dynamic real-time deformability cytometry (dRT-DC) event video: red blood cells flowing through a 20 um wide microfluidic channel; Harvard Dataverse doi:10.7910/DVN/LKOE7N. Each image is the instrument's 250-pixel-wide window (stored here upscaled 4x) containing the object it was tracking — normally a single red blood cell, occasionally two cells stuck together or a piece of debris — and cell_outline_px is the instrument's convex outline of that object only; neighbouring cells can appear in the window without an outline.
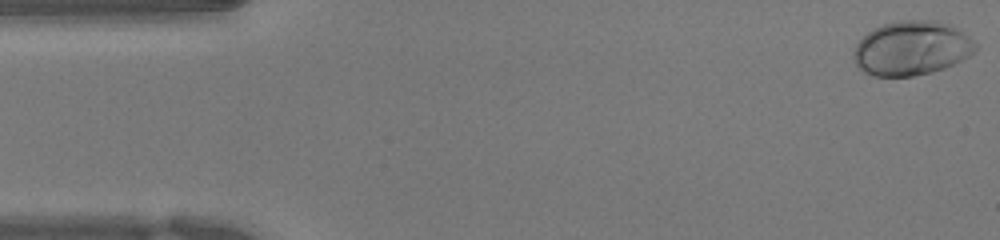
{"species": "human", "species_latin": "Homo sapiens", "temperature_condition": "warm", "stored_images_in_passage": 50, "camera_frame_rate_fps": 3000, "um_per_image_px": 0.085, "donor": {"sex": "female"}, "frame": {"image": 1, "passage_image": 1, "time_ms": 0.0, "image_size_px": [1000, 240], "cell_outline_px": [[976, 48], [968, 56], [944, 68], [932, 72], [912, 76], [872, 76], [864, 72], [856, 64], [852, 56], [852, 52], [856, 44], [872, 28], [880, 24], [900, 20], [936, 20], [948, 24], [956, 28], [968, 36], [976, 44]], "centroid_in_image_um": [77.43, 4.09], "position_along_channel_um": 7.6, "area_um2": 38.49}}
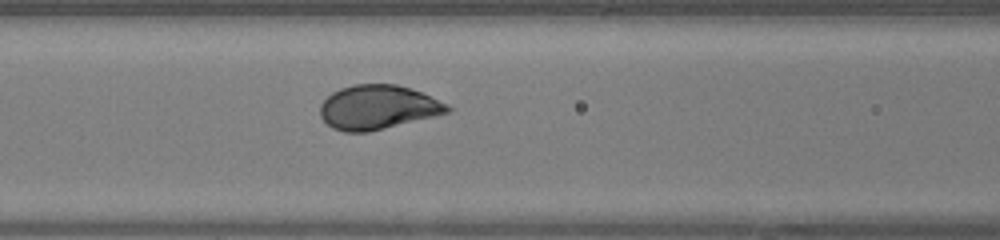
{"frame": {"image": 2, "passage_image": 20, "time_ms": 6.333, "image_size_px": [1000, 240], "cell_outline_px": [[452, 112], [436, 116], [368, 132], [344, 132], [332, 128], [320, 116], [320, 104], [332, 92], [340, 88], [352, 84], [396, 84], [420, 92], [448, 104], [452, 108]], "centroid_in_image_um": [32.11, 9.12], "position_along_channel_um": 134.5, "area_um2": 32.83}}
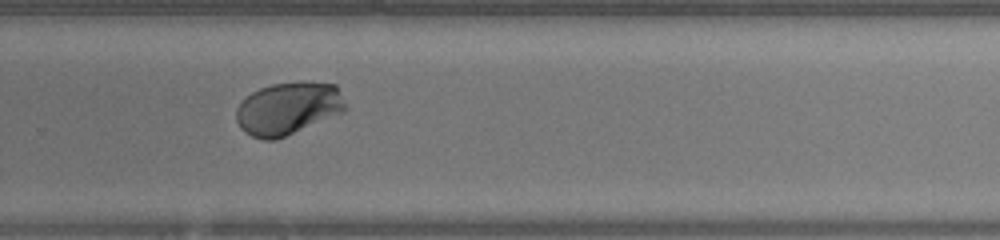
{"frame": {"image": 3, "passage_image": 33, "time_ms": 10.667, "image_size_px": [1000, 240], "cell_outline_px": [[348, 108], [344, 112], [276, 140], [264, 140], [252, 136], [244, 132], [240, 128], [236, 120], [236, 108], [252, 92], [260, 88], [272, 84], [304, 80], [308, 80], [336, 84]], "centroid_in_image_um": [24.52, 9.2], "position_along_channel_um": 305.3, "area_um2": 33.87}, "authors_computed_cell_mechanics": {"area_um2": 33.4084, "velocity_mm_per_s": 3.9547, "shape_relaxation_time_tau1_ms": 1.9491, "shape_relaxation_time_tau2_ms": null, "deformation_change_tau1": 0.1658, "deformation_change_tau2": null}}